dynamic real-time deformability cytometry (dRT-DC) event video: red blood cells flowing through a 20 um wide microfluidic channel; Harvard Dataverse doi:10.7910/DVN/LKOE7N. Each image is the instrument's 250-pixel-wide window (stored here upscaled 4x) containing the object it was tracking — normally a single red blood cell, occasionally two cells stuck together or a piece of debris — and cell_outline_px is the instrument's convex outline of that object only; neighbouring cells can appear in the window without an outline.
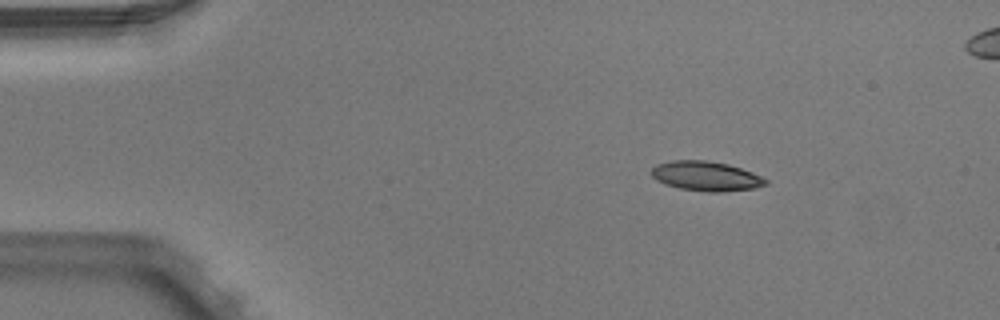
{"species": "Egyptian fruit bat (a non-hibernating species)", "species_latin": "Rousettus aegyptiacus", "temperature_condition": "warm", "stored_images_in_passage": 4, "camera_frame_rate_fps": 3000, "um_per_image_px": 0.085, "animal": {"sex": "male"}, "frame": {"image": 1, "passage_image": 1, "time_ms": 0.0, "image_size_px": [1000, 320], "cell_outline_px": [[768, 184], [752, 188], [720, 192], [708, 192], [680, 188], [664, 184], [656, 180], [652, 176], [652, 168], [656, 164], [672, 160], [704, 160], [728, 164], [752, 172], [768, 180]], "centroid_in_image_um": [59.99, 14.96], "position_along_channel_um": 25.0, "area_um2": 19.59}}